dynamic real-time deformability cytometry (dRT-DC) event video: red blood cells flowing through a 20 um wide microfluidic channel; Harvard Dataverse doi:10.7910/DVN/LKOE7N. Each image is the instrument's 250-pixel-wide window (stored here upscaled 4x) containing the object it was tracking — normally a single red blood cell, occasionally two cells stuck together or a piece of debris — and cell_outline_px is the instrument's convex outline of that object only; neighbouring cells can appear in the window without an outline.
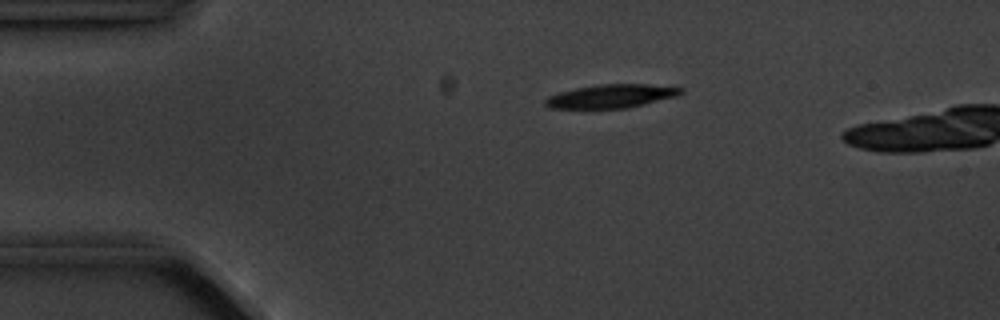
{"species": "common noctule bat (a hibernating species)", "species_latin": "Nyctalus noctula", "temperature_condition": "cold", "stored_images_in_passage": 5, "camera_frame_rate_fps": 3000, "um_per_image_px": 0.085, "animal": {"sex": "male", "body_mass_g": 20.1, "forearm_length_mm": 53.5}, "frame": {"image": 1, "passage_image": 3, "time_ms": 3.0, "image_size_px": [1000, 320], "cell_outline_px": [[684, 92], [676, 96], [628, 108], [548, 108], [544, 104], [544, 100], [548, 96], [560, 92], [576, 88], [600, 84], [648, 84], [684, 88]], "centroid_in_image_um": [51.95, 8.17], "position_along_channel_um": 33.1, "area_um2": 18.5}}